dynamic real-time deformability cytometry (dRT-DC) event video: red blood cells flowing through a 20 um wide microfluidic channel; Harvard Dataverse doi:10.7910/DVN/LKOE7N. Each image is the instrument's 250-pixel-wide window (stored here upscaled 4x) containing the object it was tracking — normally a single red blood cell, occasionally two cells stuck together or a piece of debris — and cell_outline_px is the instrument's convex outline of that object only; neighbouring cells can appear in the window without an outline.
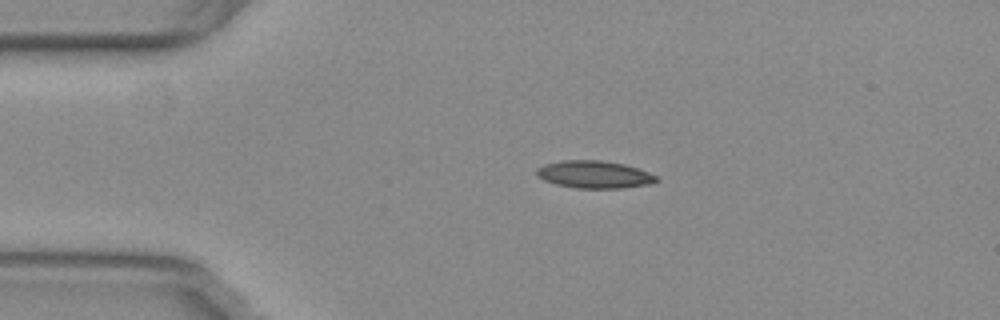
{"species": "common noctule bat (a hibernating species)", "species_latin": "Nyctalus noctula", "temperature_condition": "warm", "stored_images_in_passage": 44, "camera_frame_rate_fps": 3000, "um_per_image_px": 0.085, "animal": {"sex": "female", "body_mass_g": 29.2, "forearm_length_mm": 56.3}, "frame": {"image": 1, "passage_image": 1, "time_ms": 0.0, "image_size_px": [1000, 320], "cell_outline_px": [[660, 180], [648, 184], [624, 188], [576, 188], [556, 184], [544, 180], [536, 176], [536, 168], [544, 164], [560, 160], [600, 160], [624, 164], [648, 172], [656, 176]], "centroid_in_image_um": [50.47, 14.83], "position_along_channel_um": 34.5, "area_um2": 19.19}}
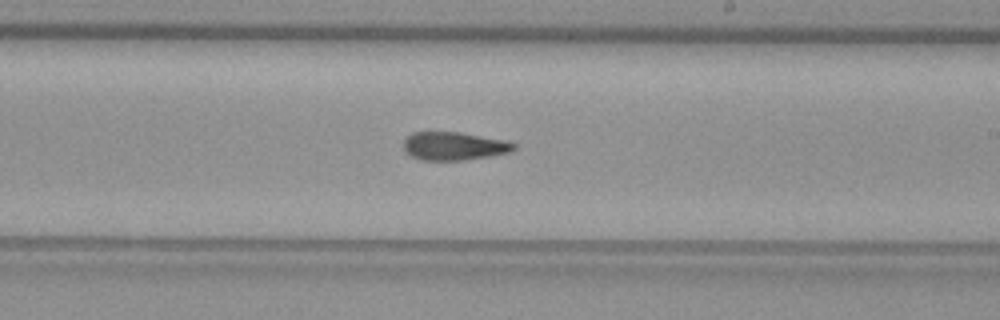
{"frame": {"image": 2, "passage_image": 21, "time_ms": 6.667, "image_size_px": [1000, 320], "cell_outline_px": [[516, 148], [508, 152], [488, 156], [464, 160], [420, 160], [404, 152], [404, 140], [412, 132], [460, 132], [508, 140], [516, 144]], "centroid_in_image_um": [38.59, 12.41], "position_along_channel_um": 250.4, "area_um2": 18.21}}
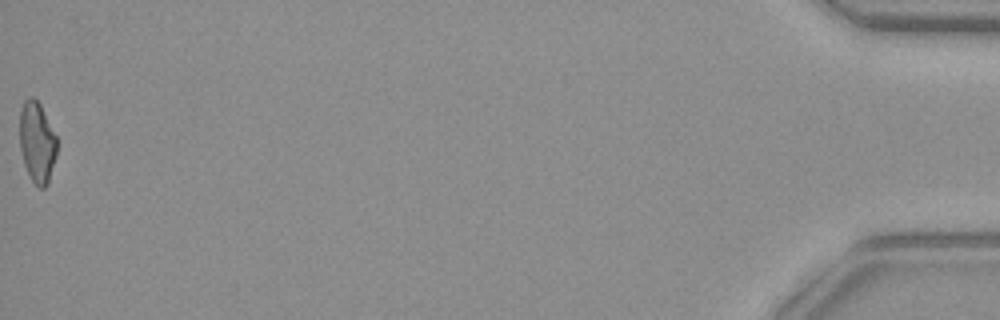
{"frame": {"image": 3, "passage_image": 44, "time_ms": 14.333, "image_size_px": [1000, 320], "cell_outline_px": [[56, 156], [48, 184], [44, 188], [40, 188], [32, 180], [24, 164], [20, 148], [20, 112], [24, 100], [28, 96], [32, 96], [40, 104], [56, 136]], "centroid_in_image_um": [3.14, 12.08], "position_along_channel_um": 432.1, "area_um2": 17.4}, "authors_computed_cell_mechanics": {"area_um2": 18.6405, "velocity_mm_per_s": 3.8053, "shape_relaxation_time_tau1_ms": null, "shape_relaxation_time_tau2_ms": 4.7391, "deformation_change_tau1": null, "deformation_change_tau2": 0.1393}}